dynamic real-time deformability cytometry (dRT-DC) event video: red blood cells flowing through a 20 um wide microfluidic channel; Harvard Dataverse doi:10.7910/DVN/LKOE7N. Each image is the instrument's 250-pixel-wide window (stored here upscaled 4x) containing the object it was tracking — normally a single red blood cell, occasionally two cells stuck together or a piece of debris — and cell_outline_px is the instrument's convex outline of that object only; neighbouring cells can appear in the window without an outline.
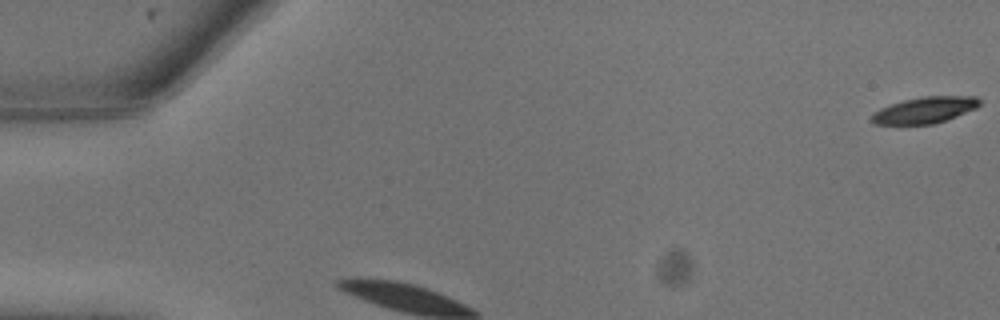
{"species": "common noctule bat (a hibernating species)", "species_latin": "Nyctalus noctula", "temperature_condition": "warm", "stored_images_in_passage": 8, "camera_frame_rate_fps": 3000, "um_per_image_px": 0.085, "animal": {"sex": "male", "body_mass_g": 13.3}, "frame": {"image": 1, "passage_image": 1, "time_ms": 0.0, "image_size_px": [1000, 320], "cell_outline_px": [[980, 104], [976, 108], [956, 116], [932, 124], [872, 124], [868, 120], [872, 112], [880, 108], [904, 100], [924, 96], [976, 96], [980, 100]], "centroid_in_image_um": [78.55, 9.36], "position_along_channel_um": 6.5, "area_um2": 16.53}}
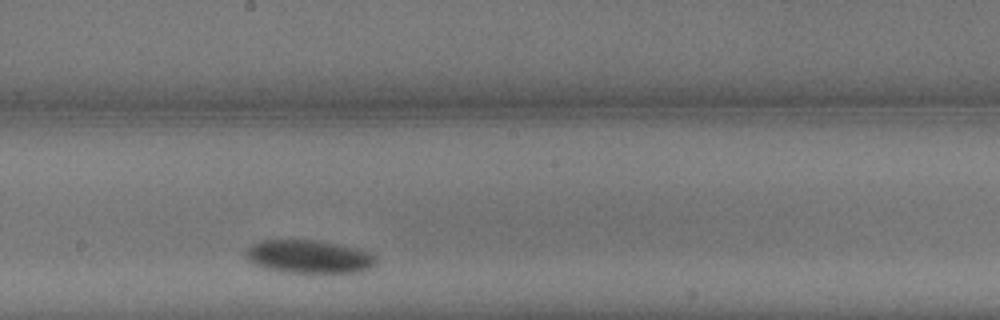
{"frame": {"image": 2, "passage_image": 8, "time_ms": 2.333, "image_size_px": [1000, 320], "cell_outline_px": [[376, 264], [360, 272], [316, 276], [280, 272], [264, 268], [252, 264], [244, 256], [244, 252], [252, 244], [260, 240], [320, 240], [360, 248], [372, 252], [376, 256]], "centroid_in_image_um": [26.29, 21.86], "position_along_channel_um": 221.9, "area_um2": 26.76}}